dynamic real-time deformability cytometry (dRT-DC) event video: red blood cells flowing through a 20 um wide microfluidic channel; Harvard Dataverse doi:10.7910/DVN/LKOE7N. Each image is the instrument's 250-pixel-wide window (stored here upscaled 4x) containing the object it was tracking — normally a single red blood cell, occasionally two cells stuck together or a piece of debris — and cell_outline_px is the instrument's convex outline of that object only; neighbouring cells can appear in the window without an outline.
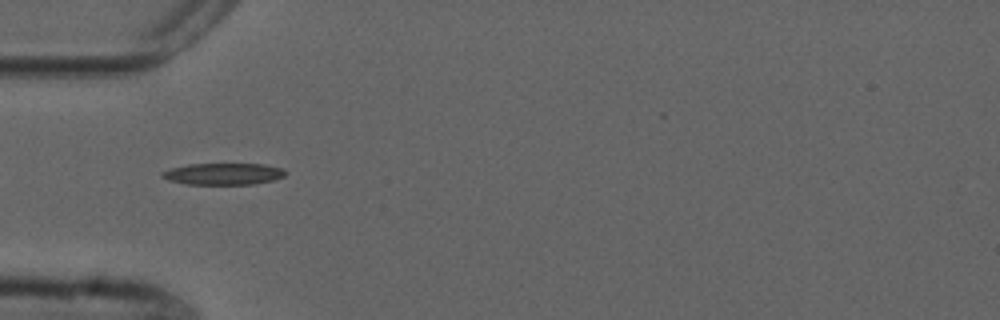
{"species": "common noctule bat (a hibernating species)", "species_latin": "Nyctalus noctula", "temperature_condition": "cold", "stored_images_in_passage": 40, "camera_frame_rate_fps": 3000, "um_per_image_px": 0.085, "animal": {"sex": "male", "forearm_length_mm": 52.5}, "frame": {"image": 1, "passage_image": 3, "time_ms": 0.667, "image_size_px": [1000, 320], "cell_outline_px": [[288, 172], [284, 176], [272, 180], [252, 184], [184, 184], [168, 180], [160, 176], [160, 172], [172, 168], [188, 164], [264, 164], [284, 168]], "centroid_in_image_um": [18.98, 14.78], "position_along_channel_um": 66.0, "area_um2": 15.61}}
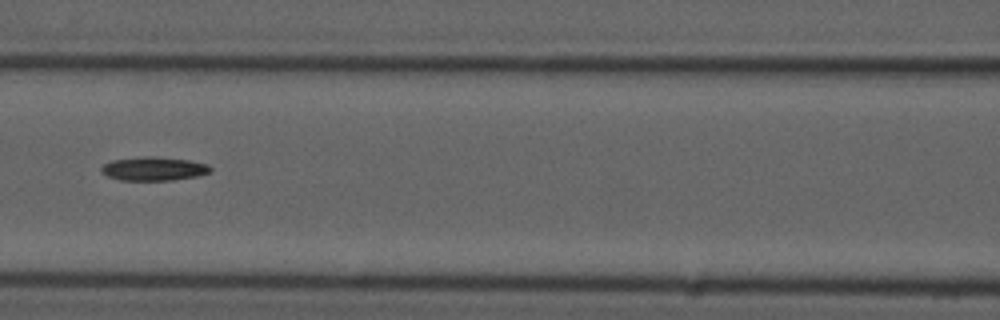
{"frame": {"image": 2, "passage_image": 10, "time_ms": 3.0, "image_size_px": [1000, 320], "cell_outline_px": [[212, 172], [196, 176], [172, 180], [120, 180], [108, 176], [100, 172], [100, 168], [104, 164], [112, 160], [148, 156], [152, 156], [188, 160], [208, 164], [212, 168]], "centroid_in_image_um": [13.07, 14.34], "position_along_channel_um": 153.5, "area_um2": 15.03}}
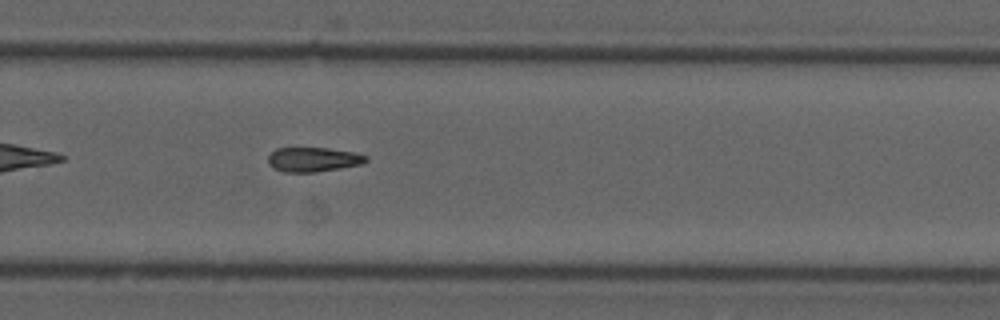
{"frame": {"image": 3, "passage_image": 22, "time_ms": 7.0, "image_size_px": [1000, 320], "cell_outline_px": [[368, 160], [360, 164], [340, 168], [316, 172], [284, 172], [272, 168], [268, 164], [268, 156], [276, 148], [328, 148], [352, 152], [368, 156]], "centroid_in_image_um": [26.59, 13.56], "position_along_channel_um": 303.2, "area_um2": 13.93}, "authors_computed_cell_mechanics": {"area_um2": 14.45, "velocity_mm_per_s": 3.7583, "shape_relaxation_time_tau1_ms": 7.3538, "shape_relaxation_time_tau2_ms": null, "deformation_change_tau1": 0.1697, "deformation_change_tau2": null}}